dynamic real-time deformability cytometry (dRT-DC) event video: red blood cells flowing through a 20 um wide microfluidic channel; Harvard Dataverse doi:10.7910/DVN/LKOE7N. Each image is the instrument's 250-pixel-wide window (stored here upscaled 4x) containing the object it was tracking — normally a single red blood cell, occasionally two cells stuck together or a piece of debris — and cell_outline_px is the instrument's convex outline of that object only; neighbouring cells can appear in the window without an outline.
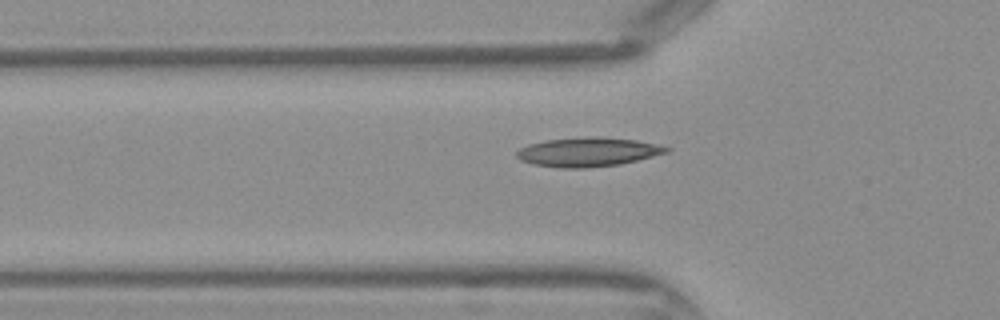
{"species": "Egyptian fruit bat (a non-hibernating species)", "species_latin": "Rousettus aegyptiacus", "temperature_condition": "warm", "stored_images_in_passage": 27, "camera_frame_rate_fps": 3000, "um_per_image_px": 0.085, "frame": {"image": 1, "passage_image": 4, "time_ms": 1.0, "image_size_px": [1000, 320], "cell_outline_px": [[672, 148], [668, 152], [620, 164], [584, 168], [560, 168], [532, 164], [520, 160], [516, 156], [516, 152], [520, 148], [528, 144], [544, 140], [584, 136], [600, 136], [636, 140], [656, 144]], "centroid_in_image_um": [49.93, 12.91], "position_along_channel_um": 75.9, "area_um2": 25.55}}
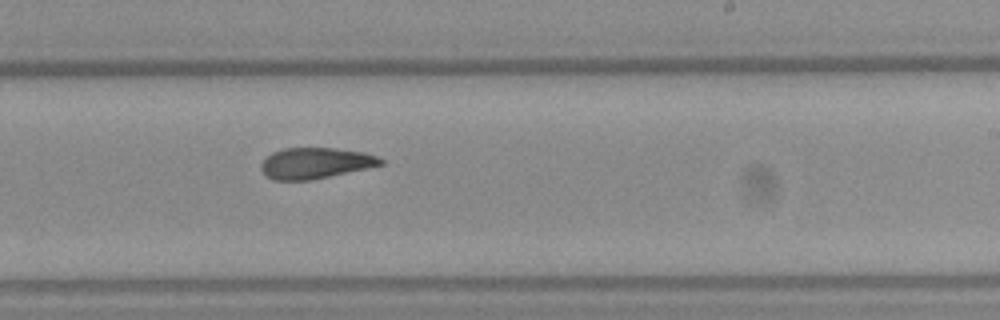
{"frame": {"image": 2, "passage_image": 16, "time_ms": 5.0, "image_size_px": [1000, 320], "cell_outline_px": [[384, 164], [328, 176], [308, 180], [272, 180], [260, 168], [260, 164], [272, 152], [284, 148], [336, 148], [364, 152], [376, 156], [384, 160]], "centroid_in_image_um": [26.79, 13.85], "position_along_channel_um": 262.2, "area_um2": 21.27}}
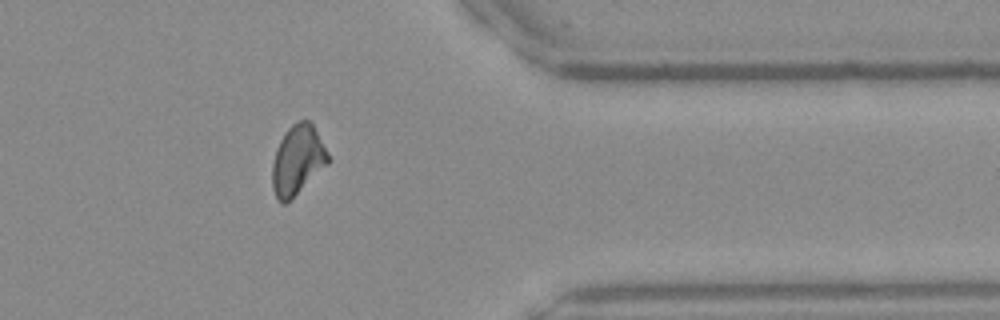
{"frame": {"image": 3, "passage_image": 25, "time_ms": 8.0, "image_size_px": [1000, 320], "cell_outline_px": [[332, 160], [328, 164], [284, 204], [280, 204], [272, 188], [272, 164], [276, 148], [284, 132], [292, 124], [300, 120], [308, 120], [312, 124], [328, 152]], "centroid_in_image_um": [25.28, 13.58], "position_along_channel_um": 386.1, "area_um2": 22.43}}